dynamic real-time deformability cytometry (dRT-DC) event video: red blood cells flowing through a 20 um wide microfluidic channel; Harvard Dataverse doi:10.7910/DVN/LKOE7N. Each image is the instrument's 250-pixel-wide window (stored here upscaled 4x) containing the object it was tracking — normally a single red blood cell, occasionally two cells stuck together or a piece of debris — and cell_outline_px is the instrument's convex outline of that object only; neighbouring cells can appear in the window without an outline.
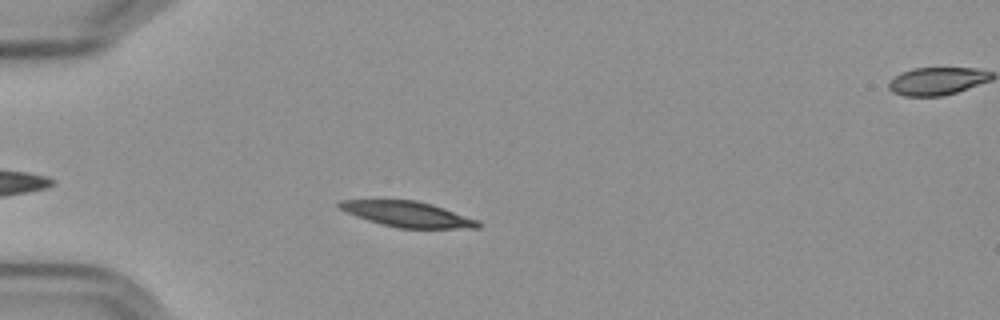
{"species": "Egyptian fruit bat (a non-hibernating species)", "species_latin": "Rousettus aegyptiacus", "temperature_condition": "cold", "stored_images_in_passage": 48, "camera_frame_rate_fps": 3000, "um_per_image_px": 0.085, "frame": {"image": 1, "passage_image": 7, "time_ms": 2.0, "image_size_px": [1000, 320], "cell_outline_px": [[484, 224], [480, 228], [400, 228], [380, 224], [356, 216], [340, 208], [336, 204], [340, 200], [416, 200], [432, 204], [480, 220]], "centroid_in_image_um": [34.71, 18.21], "position_along_channel_um": 50.3, "area_um2": 20.63}}
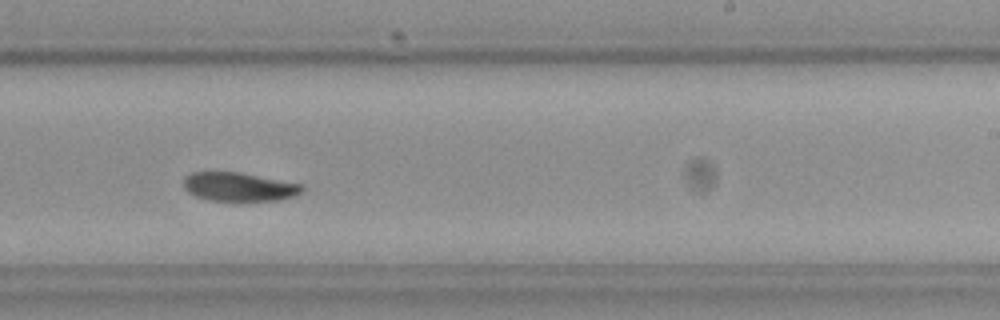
{"frame": {"image": 2, "passage_image": 27, "time_ms": 8.667, "image_size_px": [1000, 320], "cell_outline_px": [[304, 192], [296, 196], [280, 200], [208, 200], [196, 196], [188, 192], [184, 188], [184, 176], [192, 172], [240, 172], [304, 184]], "centroid_in_image_um": [20.36, 15.87], "position_along_channel_um": 268.6, "area_um2": 20.0}}
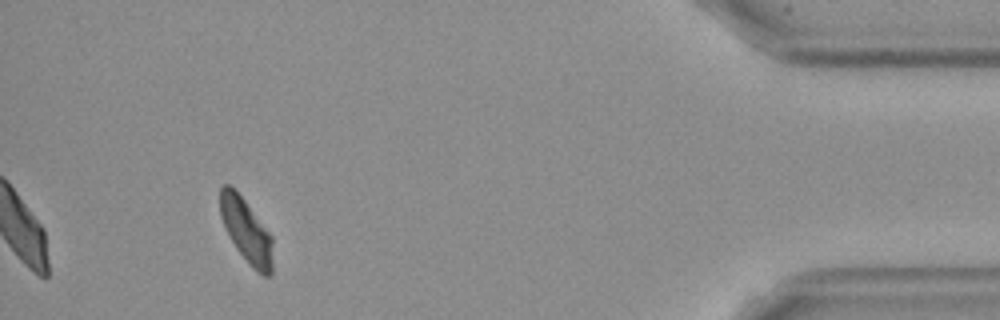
{"frame": {"image": 3, "passage_image": 44, "time_ms": 14.333, "image_size_px": [1000, 320], "cell_outline_px": [[272, 272], [268, 276], [264, 276], [256, 272], [248, 264], [236, 248], [228, 236], [224, 228], [220, 216], [220, 188], [224, 184], [228, 184], [244, 200], [272, 236]], "centroid_in_image_um": [20.92, 19.65], "position_along_channel_um": 414.3, "area_um2": 19.54}}